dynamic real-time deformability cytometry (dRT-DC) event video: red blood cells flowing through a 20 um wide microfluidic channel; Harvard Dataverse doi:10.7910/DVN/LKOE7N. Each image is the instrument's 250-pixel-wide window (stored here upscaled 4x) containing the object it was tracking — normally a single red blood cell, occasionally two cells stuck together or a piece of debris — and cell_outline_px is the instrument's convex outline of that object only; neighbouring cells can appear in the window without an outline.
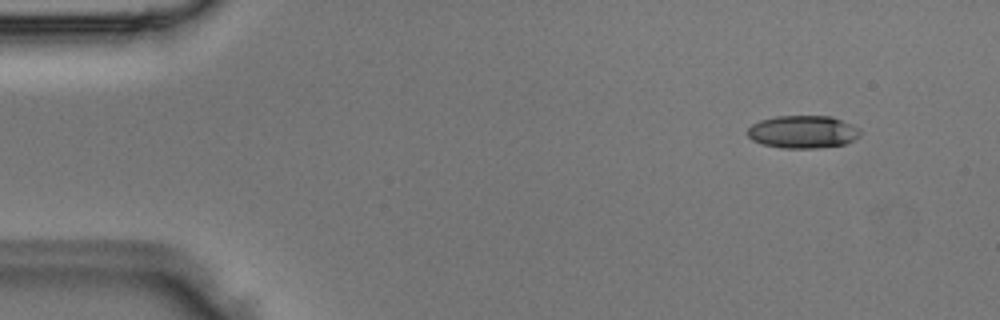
{"species": "Egyptian fruit bat (a non-hibernating species)", "species_latin": "Rousettus aegyptiacus", "temperature_condition": "room temperature", "stored_images_in_passage": 5, "camera_frame_rate_fps": 3000, "um_per_image_px": 0.085, "animal": {"sex": "male"}, "frame": {"image": 1, "passage_image": 1, "time_ms": 0.0, "image_size_px": [1000, 320], "cell_outline_px": [[860, 136], [844, 144], [816, 148], [780, 148], [764, 144], [752, 140], [748, 136], [748, 128], [752, 124], [760, 120], [776, 116], [832, 116], [852, 124], [860, 128]], "centroid_in_image_um": [68.25, 11.2], "position_along_channel_um": 16.8, "area_um2": 21.5}}
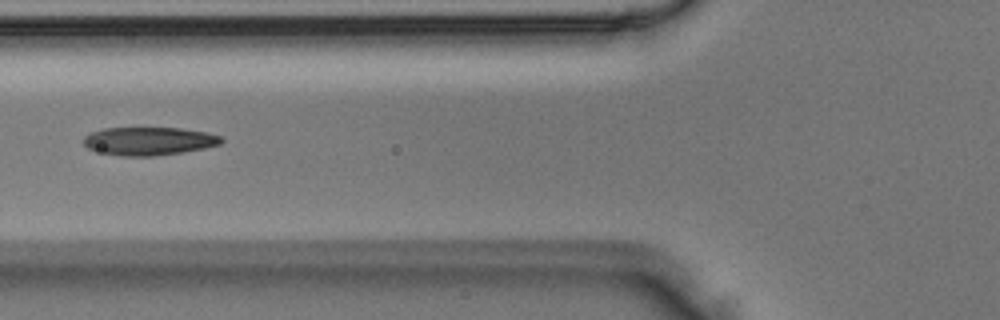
{"frame": {"image": 2, "passage_image": 5, "time_ms": 1.333, "image_size_px": [1000, 320], "cell_outline_px": [[224, 140], [220, 144], [204, 148], [184, 152], [152, 156], [120, 156], [88, 148], [84, 144], [84, 136], [88, 132], [104, 128], [180, 128], [208, 132], [220, 136]], "centroid_in_image_um": [12.67, 11.98], "position_along_channel_um": 113.1, "area_um2": 22.6}}